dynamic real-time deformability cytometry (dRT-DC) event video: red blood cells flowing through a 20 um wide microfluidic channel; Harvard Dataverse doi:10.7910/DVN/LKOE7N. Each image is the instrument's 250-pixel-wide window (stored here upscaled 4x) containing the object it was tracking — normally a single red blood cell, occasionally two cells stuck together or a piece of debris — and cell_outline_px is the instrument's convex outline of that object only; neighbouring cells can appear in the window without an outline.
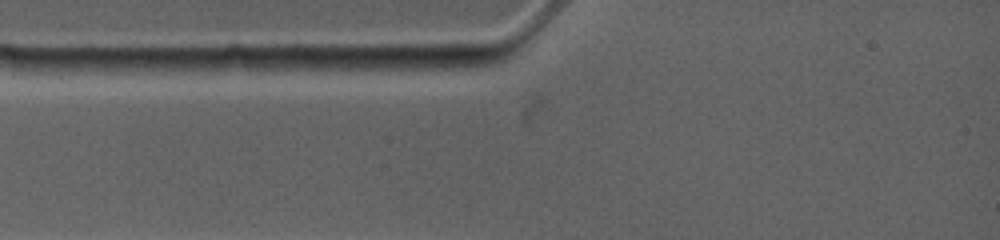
{"species": "common noctule bat (a hibernating species)", "species_latin": "Nyctalus noctula", "temperature_condition": "warm", "stored_images_in_passage": 1, "camera_frame_rate_fps": 4500, "um_per_image_px": 0.085, "animal": {"sex": "female", "body_mass_g": 19.0, "forearm_length_mm": 53.3}, "frame": {"image": 1, "passage_image": 1, "time_ms": 0.0, "image_size_px": [1000, 240], "cell_outline_px": [[504, 60], [496, 64], [456, 72], [452, 72], [360, 68], [372, 56], [480, 56]], "centroid_in_image_um": [36.52, 5.36], "position_along_channel_um": 48.5, "area_um2": 12.72}}